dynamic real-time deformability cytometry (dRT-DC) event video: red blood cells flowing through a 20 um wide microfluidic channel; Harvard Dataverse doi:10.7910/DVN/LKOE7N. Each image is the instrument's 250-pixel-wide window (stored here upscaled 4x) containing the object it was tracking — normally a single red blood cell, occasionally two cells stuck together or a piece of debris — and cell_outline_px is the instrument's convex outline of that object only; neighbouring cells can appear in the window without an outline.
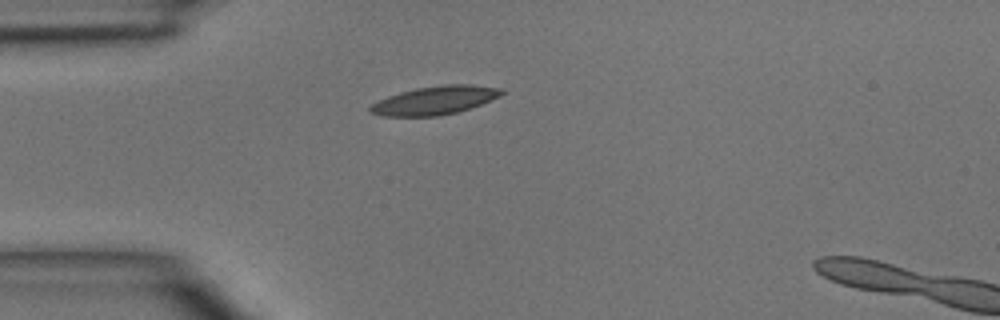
{"species": "common noctule bat (a hibernating species)", "species_latin": "Nyctalus noctula", "temperature_condition": "room temperature", "stored_images_in_passage": 2, "camera_frame_rate_fps": 3000, "um_per_image_px": 0.085, "animal": {"sex": "male", "body_mass_g": 15.6}, "frame": {"image": 1, "passage_image": 1, "time_ms": 0.0, "image_size_px": [1000, 320], "cell_outline_px": [[504, 92], [500, 96], [480, 104], [456, 112], [436, 116], [384, 116], [368, 112], [368, 108], [372, 104], [388, 96], [400, 92], [416, 88], [444, 84], [472, 84], [504, 88]], "centroid_in_image_um": [36.97, 8.51], "position_along_channel_um": 48.0, "area_um2": 21.68}}